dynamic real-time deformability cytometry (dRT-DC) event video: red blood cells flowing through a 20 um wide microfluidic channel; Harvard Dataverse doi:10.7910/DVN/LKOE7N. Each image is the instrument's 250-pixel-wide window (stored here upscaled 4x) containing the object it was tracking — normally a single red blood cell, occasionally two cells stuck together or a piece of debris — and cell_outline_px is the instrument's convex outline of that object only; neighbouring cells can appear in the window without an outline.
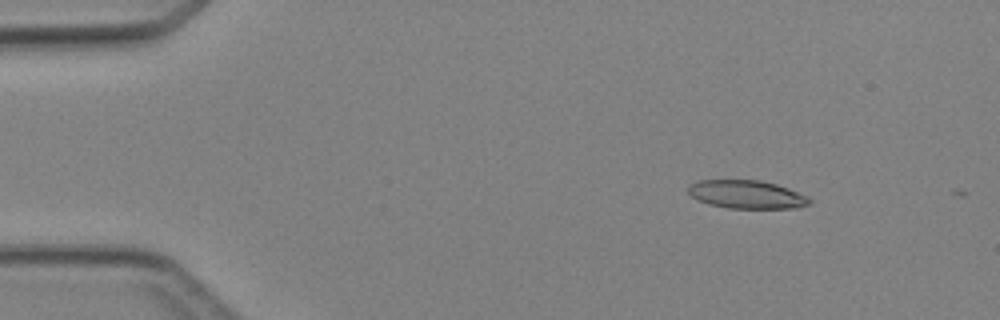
{"species": "Egyptian fruit bat (a non-hibernating species)", "species_latin": "Rousettus aegyptiacus", "temperature_condition": "cold", "stored_images_in_passage": 2, "camera_frame_rate_fps": 3000, "um_per_image_px": 0.085, "animal": {"sex": "female"}, "frame": {"image": 1, "passage_image": 1, "time_ms": 0.0, "image_size_px": [1000, 320], "cell_outline_px": [[812, 204], [796, 208], [728, 208], [708, 204], [692, 196], [688, 192], [688, 184], [700, 180], [760, 180], [776, 184], [788, 188], [808, 196], [812, 200]], "centroid_in_image_um": [63.5, 16.53], "position_along_channel_um": 21.5, "area_um2": 20.06}}